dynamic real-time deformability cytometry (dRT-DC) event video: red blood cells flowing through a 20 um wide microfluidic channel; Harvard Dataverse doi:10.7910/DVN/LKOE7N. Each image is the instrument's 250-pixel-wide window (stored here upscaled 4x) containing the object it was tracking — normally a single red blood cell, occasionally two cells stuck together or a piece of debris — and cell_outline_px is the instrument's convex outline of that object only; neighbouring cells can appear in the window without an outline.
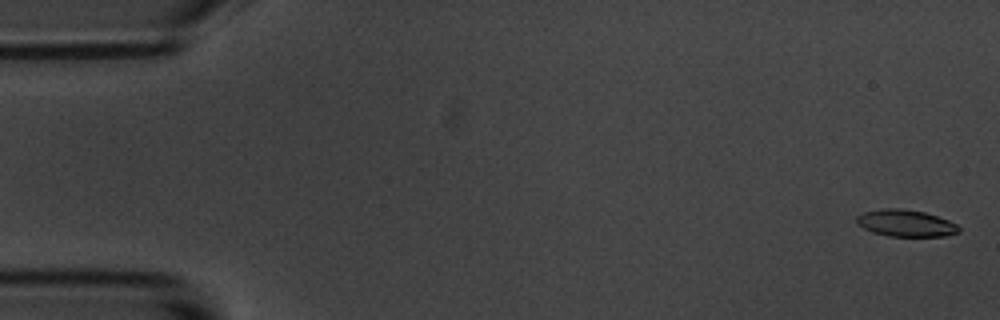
{"species": "common noctule bat (a hibernating species)", "species_latin": "Nyctalus noctula", "temperature_condition": "room temperature", "stored_images_in_passage": 8, "camera_frame_rate_fps": 3000, "um_per_image_px": 0.085, "animal": {"sex": "male", "body_mass_g": 20.1, "forearm_length_mm": 53.5}, "frame": {"image": 1, "passage_image": 1, "time_ms": 0.0, "image_size_px": [1000, 320], "cell_outline_px": [[960, 232], [944, 236], [888, 236], [872, 232], [864, 228], [856, 220], [856, 216], [864, 212], [884, 208], [900, 208], [924, 212], [948, 220], [956, 224], [960, 228]], "centroid_in_image_um": [76.99, 18.97], "position_along_channel_um": 8.0, "area_um2": 15.84}}
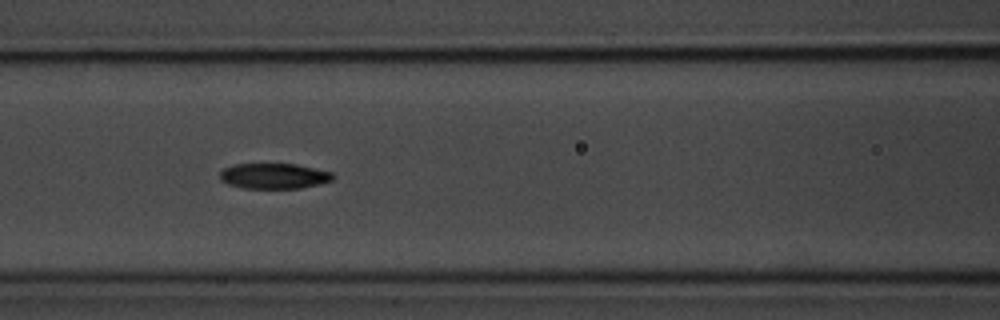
{"frame": {"image": 2, "passage_image": 7, "time_ms": 7.667, "image_size_px": [1000, 320], "cell_outline_px": [[336, 176], [332, 180], [300, 188], [240, 188], [228, 184], [220, 180], [220, 172], [224, 168], [232, 164], [296, 164], [332, 172]], "centroid_in_image_um": [23.26, 14.95], "position_along_channel_um": 143.3, "area_um2": 16.76}}
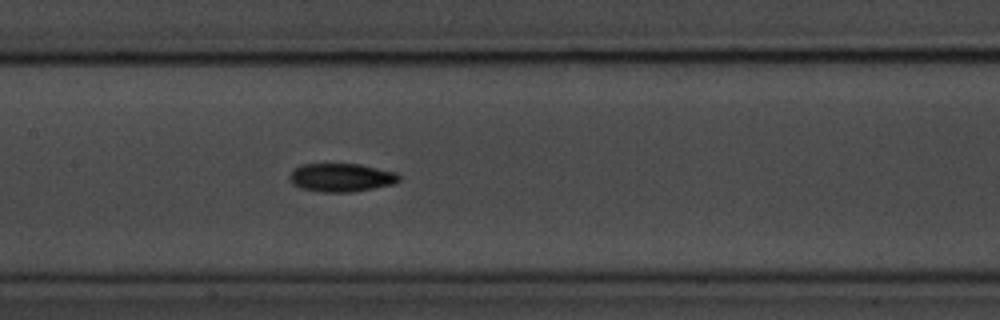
{"frame": {"image": 3, "passage_image": 8, "time_ms": 8.667, "image_size_px": [1000, 320], "cell_outline_px": [[400, 180], [392, 184], [352, 192], [316, 192], [300, 188], [292, 184], [288, 176], [300, 164], [360, 164], [396, 172], [400, 176]], "centroid_in_image_um": [28.98, 15.09], "position_along_channel_um": 178.4, "area_um2": 18.15}}